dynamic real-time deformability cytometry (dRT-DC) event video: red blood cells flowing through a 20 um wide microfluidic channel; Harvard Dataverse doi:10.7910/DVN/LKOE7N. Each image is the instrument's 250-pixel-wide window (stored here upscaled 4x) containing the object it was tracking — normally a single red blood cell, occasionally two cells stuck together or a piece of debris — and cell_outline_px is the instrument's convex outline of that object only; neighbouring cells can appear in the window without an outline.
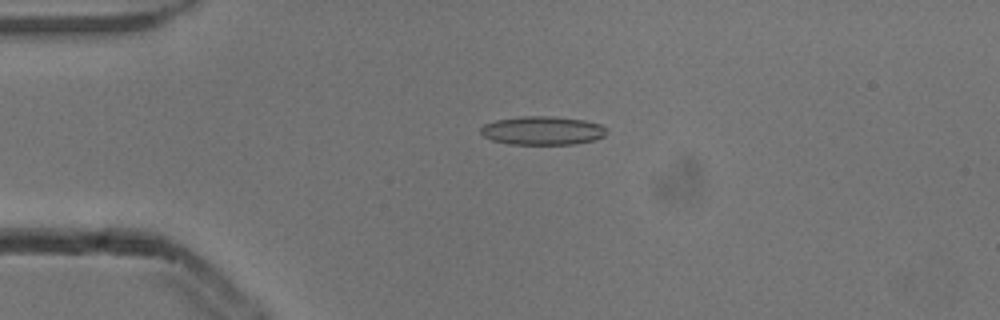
{"species": "common noctule bat (a hibernating species)", "species_latin": "Nyctalus noctula", "temperature_condition": "cold", "stored_images_in_passage": 5, "camera_frame_rate_fps": 3000, "um_per_image_px": 0.085, "animal": {"sex": "male", "body_mass_g": 13.3}, "frame": {"image": 1, "passage_image": 4, "time_ms": 1.0, "image_size_px": [1000, 320], "cell_outline_px": [[608, 128], [604, 136], [596, 140], [576, 144], [508, 144], [492, 140], [484, 136], [480, 132], [480, 128], [484, 124], [496, 120], [524, 116], [552, 116], [584, 120], [600, 124]], "centroid_in_image_um": [46.13, 11.1], "position_along_channel_um": 38.9, "area_um2": 21.1}}